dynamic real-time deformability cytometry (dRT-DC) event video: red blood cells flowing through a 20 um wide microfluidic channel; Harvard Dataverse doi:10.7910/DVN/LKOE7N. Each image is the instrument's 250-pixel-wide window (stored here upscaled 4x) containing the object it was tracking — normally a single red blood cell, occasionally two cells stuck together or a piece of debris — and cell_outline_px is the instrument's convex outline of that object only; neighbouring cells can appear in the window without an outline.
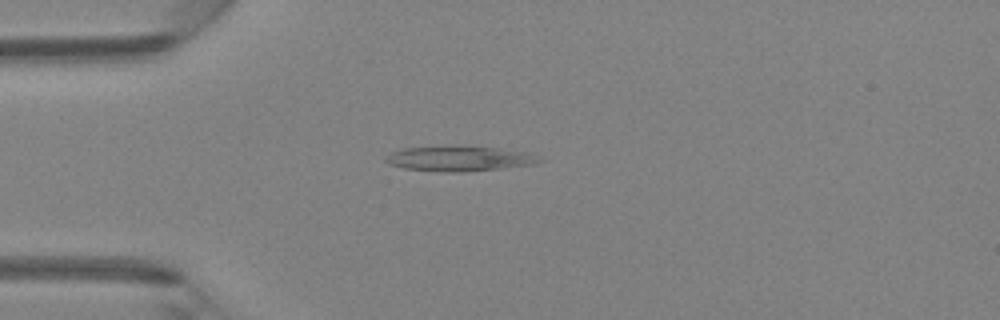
{"species": "Egyptian fruit bat (a non-hibernating species)", "species_latin": "Rousettus aegyptiacus", "temperature_condition": "room temperature", "stored_images_in_passage": 2, "camera_frame_rate_fps": 3000, "um_per_image_px": 0.085, "animal": {"sex": "female"}, "frame": {"image": 1, "passage_image": 1, "time_ms": 0.0, "image_size_px": [1000, 320], "cell_outline_px": [[544, 160], [532, 164], [500, 168], [460, 172], [448, 172], [404, 168], [388, 164], [384, 160], [384, 156], [392, 152], [404, 148], [496, 148], [528, 152]], "centroid_in_image_um": [39.01, 13.51], "position_along_channel_um": 46.0, "area_um2": 21.39}}